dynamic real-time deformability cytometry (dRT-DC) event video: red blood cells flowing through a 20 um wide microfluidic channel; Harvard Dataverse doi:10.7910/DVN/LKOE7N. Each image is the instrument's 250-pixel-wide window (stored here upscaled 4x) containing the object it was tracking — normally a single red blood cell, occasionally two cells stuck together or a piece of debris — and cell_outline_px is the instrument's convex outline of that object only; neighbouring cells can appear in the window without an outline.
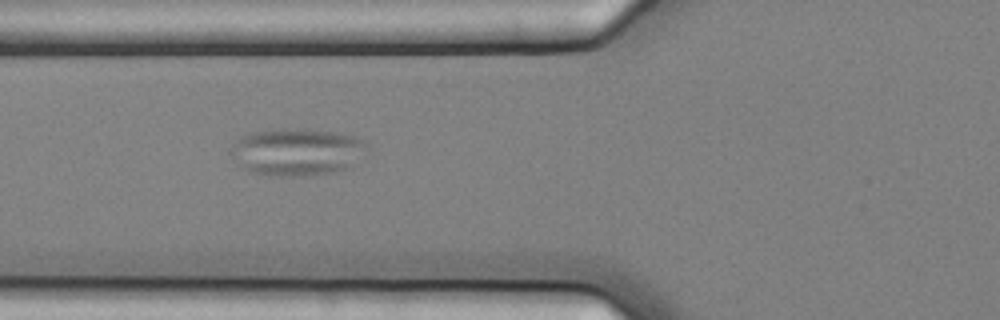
{"species": "common noctule bat (a hibernating species)", "species_latin": "Nyctalus noctula", "temperature_condition": "cold", "stored_images_in_passage": 13, "segment_of_instrument_passage": [1, 2], "camera_frame_rate_fps": 3000, "um_per_image_px": 0.085, "animal": {"sex": "female", "body_mass_g": 25.1}, "frame": {"image": 1, "passage_image": 3, "time_ms": 0.667, "image_size_px": [1000, 320], "cell_outline_px": [[368, 144], [348, 168], [328, 172], [304, 176], [268, 176], [248, 172], [228, 152], [228, 148], [240, 136], [252, 132], [272, 128], [300, 128], [332, 132], [352, 136], [364, 140]], "centroid_in_image_um": [25.11, 12.89], "position_along_channel_um": 100.7, "area_um2": 37.51}}
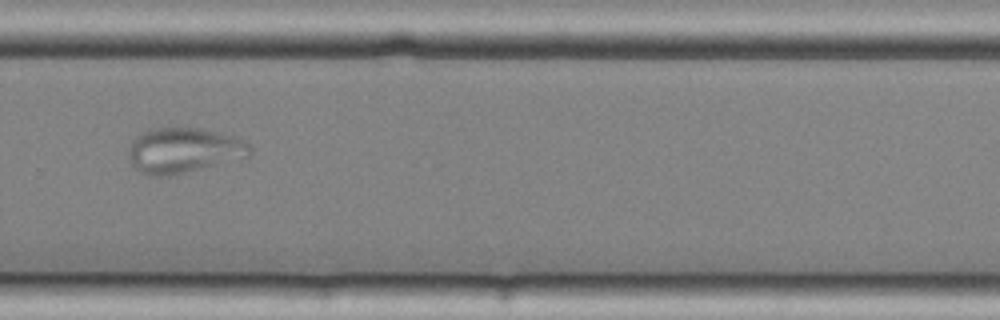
{"frame": {"image": 2, "passage_image": 8, "time_ms": 2.333, "image_size_px": [1000, 320], "cell_outline_px": [[252, 152], [248, 156], [168, 176], [148, 176], [140, 172], [128, 160], [128, 148], [132, 140], [136, 136], [148, 128], [200, 128], [232, 136], [248, 144], [252, 148]], "centroid_in_image_um": [15.52, 12.77], "position_along_channel_um": 314.3, "area_um2": 31.67}}
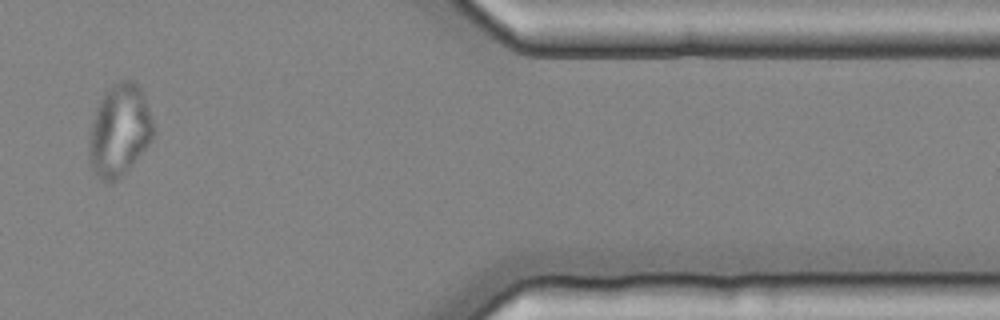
{"frame": {"image": 3, "passage_image": 11, "time_ms": 3.333, "image_size_px": [1000, 320], "cell_outline_px": [[152, 140], [132, 164], [112, 184], [100, 180], [92, 172], [88, 160], [88, 144], [92, 120], [96, 108], [104, 92], [112, 84], [120, 80], [132, 80], [140, 88], [144, 96], [152, 120]], "centroid_in_image_um": [10.1, 11.11], "position_along_channel_um": 401.3, "area_um2": 34.45}}